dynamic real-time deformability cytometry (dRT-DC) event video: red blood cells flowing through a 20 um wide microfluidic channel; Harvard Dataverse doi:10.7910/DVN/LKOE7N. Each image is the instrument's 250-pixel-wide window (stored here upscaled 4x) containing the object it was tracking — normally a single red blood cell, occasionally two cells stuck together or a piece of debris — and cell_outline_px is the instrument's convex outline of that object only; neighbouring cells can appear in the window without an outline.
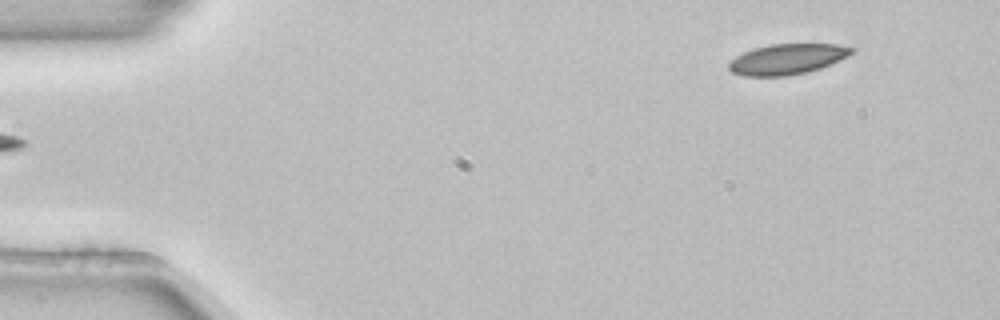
{"species": "common noctule bat (a hibernating species)", "species_latin": "Nyctalus noctula", "temperature_condition": "room temperature", "stored_images_in_passage": 5, "segment_of_instrument_passage": [2, 2], "camera_frame_rate_fps": 3000, "um_per_image_px": 0.085, "animal": {"sex": "female", "body_mass_g": 22.7, "forearm_length_mm": 54.2}, "frame": {"image": 1, "passage_image": 5, "time_ms": 1.333, "image_size_px": [1000, 320], "cell_outline_px": [[856, 48], [848, 56], [820, 68], [788, 76], [744, 76], [732, 72], [728, 68], [728, 64], [736, 56], [752, 48], [768, 44], [836, 44]], "centroid_in_image_um": [66.89, 5.02], "position_along_channel_um": 18.1, "area_um2": 21.73}}